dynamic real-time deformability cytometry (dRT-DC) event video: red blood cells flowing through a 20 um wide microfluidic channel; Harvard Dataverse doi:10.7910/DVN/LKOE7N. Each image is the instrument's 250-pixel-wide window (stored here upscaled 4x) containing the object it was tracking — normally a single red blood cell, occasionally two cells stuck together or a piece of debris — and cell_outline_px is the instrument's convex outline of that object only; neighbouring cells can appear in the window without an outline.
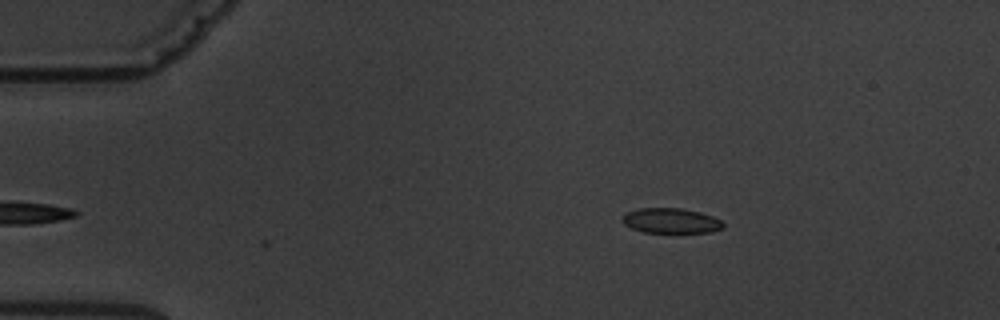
{"species": "common noctule bat (a hibernating species)", "species_latin": "Nyctalus noctula", "temperature_condition": "warm", "stored_images_in_passage": 4, "camera_frame_rate_fps": 3000, "um_per_image_px": 0.085, "animal": {"sex": "male", "body_mass_g": 19.5, "forearm_length_mm": 54.6}, "frame": {"image": 1, "passage_image": 4, "time_ms": 3.667, "image_size_px": [1000, 320], "cell_outline_px": [[724, 228], [712, 232], [644, 232], [632, 228], [624, 224], [620, 220], [628, 212], [640, 208], [680, 208], [700, 212], [712, 216], [720, 220], [724, 224]], "centroid_in_image_um": [57.05, 18.76], "position_along_channel_um": 28.0, "area_um2": 14.62}}